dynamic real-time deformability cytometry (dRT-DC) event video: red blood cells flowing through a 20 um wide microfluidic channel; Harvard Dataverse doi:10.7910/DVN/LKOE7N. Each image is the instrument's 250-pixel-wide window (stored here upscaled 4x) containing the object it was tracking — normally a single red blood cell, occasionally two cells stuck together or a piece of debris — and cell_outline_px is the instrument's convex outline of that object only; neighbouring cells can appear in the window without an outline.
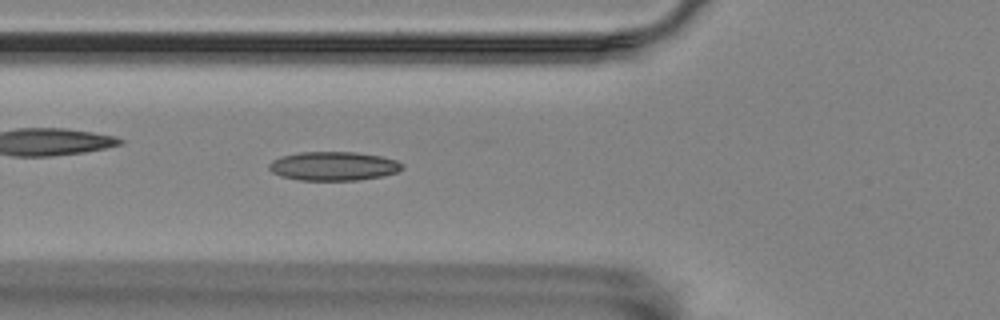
{"species": "Egyptian fruit bat (a non-hibernating species)", "species_latin": "Rousettus aegyptiacus", "temperature_condition": "room temperature", "stored_images_in_passage": 42, "camera_frame_rate_fps": 3000, "um_per_image_px": 0.085, "animal": {"sex": "female"}, "frame": {"image": 1, "passage_image": 5, "time_ms": 1.333, "image_size_px": [1000, 320], "cell_outline_px": [[404, 168], [396, 172], [380, 176], [360, 180], [300, 180], [280, 176], [272, 172], [268, 168], [268, 164], [272, 160], [284, 156], [300, 152], [356, 152], [380, 156], [396, 160], [404, 164]], "centroid_in_image_um": [28.35, 14.12], "position_along_channel_um": 97.5, "area_um2": 22.37}}
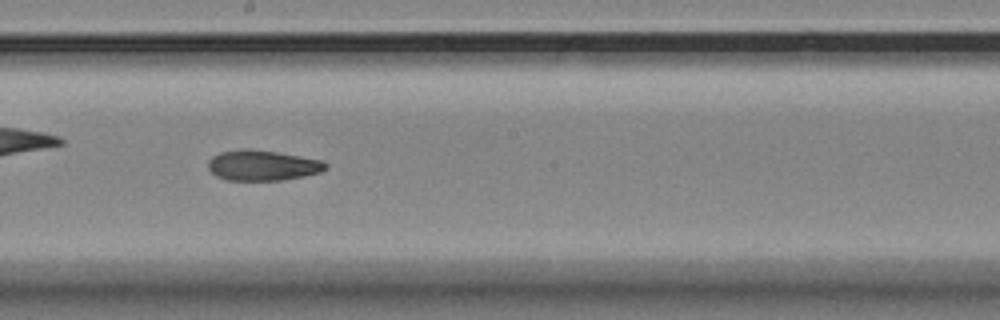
{"frame": {"image": 2, "passage_image": 16, "time_ms": 5.0, "image_size_px": [1000, 320], "cell_outline_px": [[328, 168], [320, 172], [304, 176], [284, 180], [228, 180], [216, 176], [208, 168], [208, 160], [212, 156], [220, 152], [248, 148], [276, 152], [324, 160], [328, 164]], "centroid_in_image_um": [22.33, 14.05], "position_along_channel_um": 225.9, "area_um2": 20.92}}
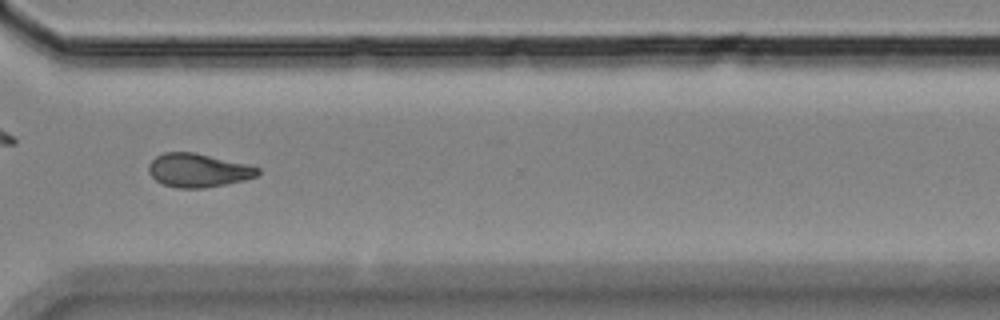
{"frame": {"image": 3, "passage_image": 27, "time_ms": 8.667, "image_size_px": [1000, 320], "cell_outline_px": [[260, 172], [256, 176], [244, 180], [204, 188], [180, 188], [164, 184], [156, 180], [148, 172], [148, 164], [156, 156], [164, 152], [192, 152], [248, 164], [260, 168]], "centroid_in_image_um": [16.83, 14.47], "position_along_channel_um": 353.8, "area_um2": 21.21}, "authors_computed_cell_mechanics": {"area_um2": 21.3571, "velocity_mm_per_s": 3.4874, "shape_relaxation_time_tau1_ms": null, "shape_relaxation_time_tau2_ms": 5.8301, "deformation_change_tau1": null, "deformation_change_tau2": 0.1257}}